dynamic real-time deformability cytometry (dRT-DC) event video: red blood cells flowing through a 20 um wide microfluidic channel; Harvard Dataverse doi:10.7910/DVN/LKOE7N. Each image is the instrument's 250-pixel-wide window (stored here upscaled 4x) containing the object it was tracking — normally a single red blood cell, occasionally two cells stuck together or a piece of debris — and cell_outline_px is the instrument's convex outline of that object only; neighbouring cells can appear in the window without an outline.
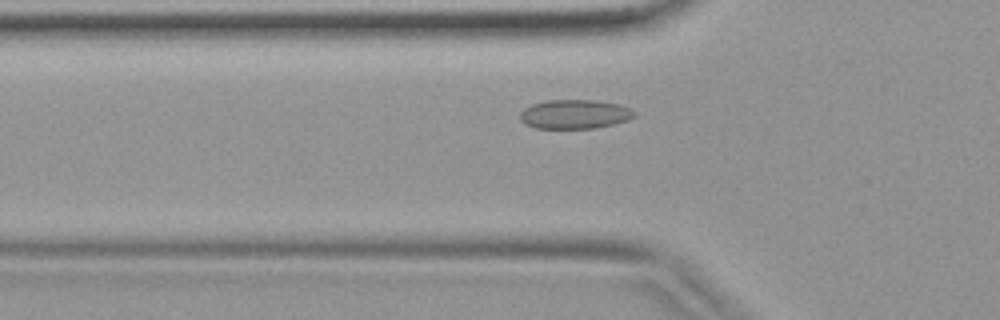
{"species": "common noctule bat (a hibernating species)", "species_latin": "Nyctalus noctula", "temperature_condition": "warm", "stored_images_in_passage": 36, "camera_frame_rate_fps": 3000, "um_per_image_px": 0.085, "animal": {"sex": "female", "body_mass_g": 19.9}, "frame": {"image": 1, "passage_image": 9, "time_ms": 2.667, "image_size_px": [1000, 320], "cell_outline_px": [[636, 116], [628, 120], [596, 128], [536, 128], [524, 124], [520, 120], [520, 112], [524, 108], [532, 104], [548, 100], [596, 100], [620, 104], [636, 112]], "centroid_in_image_um": [48.84, 9.7], "position_along_channel_um": 77.0, "area_um2": 19.48}}
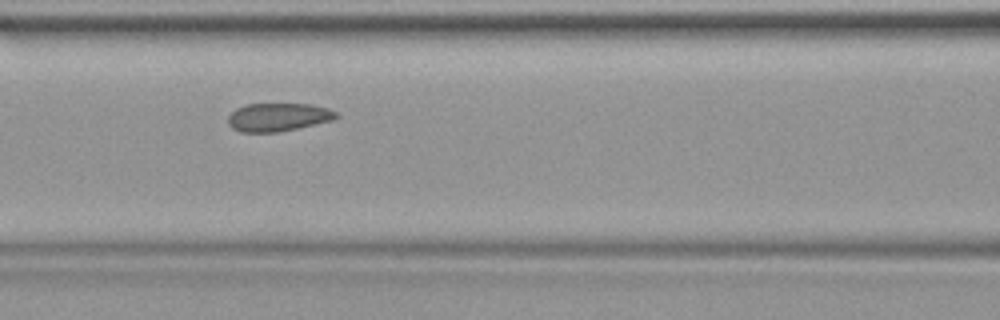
{"frame": {"image": 2, "passage_image": 13, "time_ms": 4.0, "image_size_px": [1000, 320], "cell_outline_px": [[340, 116], [332, 120], [280, 132], [240, 132], [232, 128], [228, 124], [228, 116], [236, 108], [248, 104], [312, 104], [328, 108], [336, 112]], "centroid_in_image_um": [23.64, 9.96], "position_along_channel_um": 143.0, "area_um2": 17.8}}
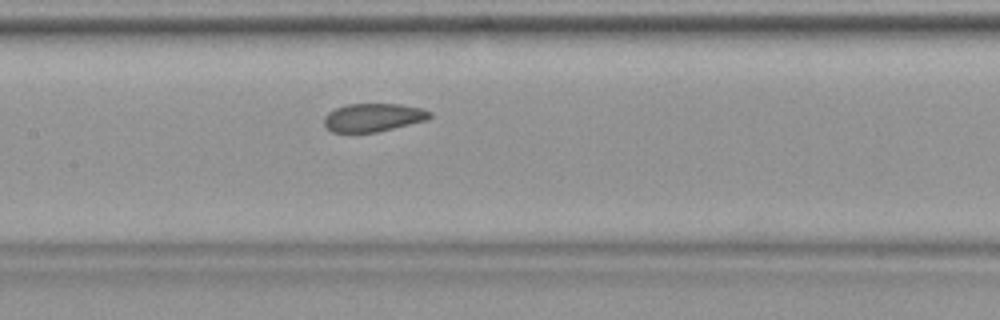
{"frame": {"image": 3, "passage_image": 15, "time_ms": 4.667, "image_size_px": [1000, 320], "cell_outline_px": [[432, 116], [428, 120], [376, 132], [332, 132], [324, 124], [324, 116], [328, 112], [336, 108], [348, 104], [400, 104], [420, 108], [432, 112]], "centroid_in_image_um": [31.73, 9.98], "position_along_channel_um": 175.7, "area_um2": 17.34}}